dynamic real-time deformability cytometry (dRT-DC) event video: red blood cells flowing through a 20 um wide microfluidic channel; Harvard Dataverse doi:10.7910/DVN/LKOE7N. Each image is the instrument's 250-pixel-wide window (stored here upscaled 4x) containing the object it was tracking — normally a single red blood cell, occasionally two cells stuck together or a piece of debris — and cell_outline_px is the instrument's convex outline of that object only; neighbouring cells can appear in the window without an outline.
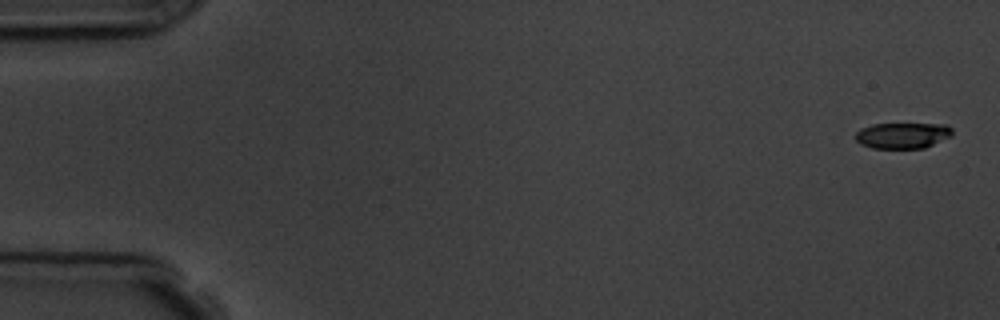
{"species": "common noctule bat (a hibernating species)", "species_latin": "Nyctalus noctula", "temperature_condition": "room temperature", "stored_images_in_passage": 5, "camera_frame_rate_fps": 3000, "um_per_image_px": 0.085, "animal": {"sex": "male", "body_mass_g": 19.5, "forearm_length_mm": 54.6}, "frame": {"image": 1, "passage_image": 1, "time_ms": 0.0, "image_size_px": [1000, 320], "cell_outline_px": [[952, 136], [924, 148], [872, 148], [860, 144], [856, 140], [856, 132], [860, 128], [872, 124], [948, 124], [952, 128]], "centroid_in_image_um": [76.73, 11.51], "position_along_channel_um": 8.3, "area_um2": 14.68}}
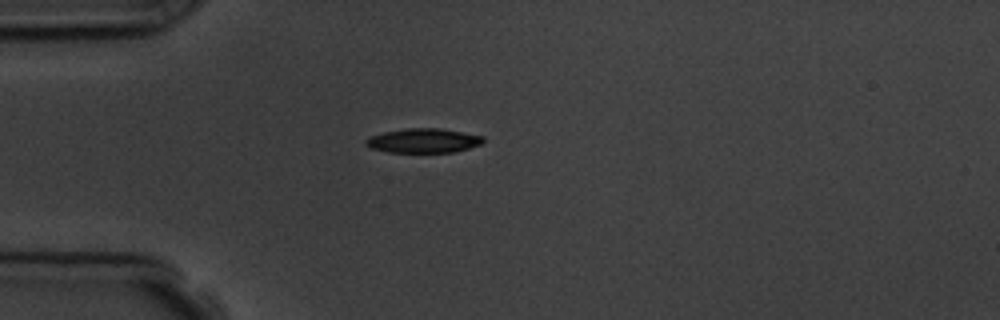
{"frame": {"image": 2, "passage_image": 5, "time_ms": 4.667, "image_size_px": [1000, 320], "cell_outline_px": [[484, 140], [480, 144], [468, 148], [452, 152], [388, 152], [372, 148], [364, 144], [364, 140], [372, 136], [384, 132], [404, 128], [440, 128], [484, 136]], "centroid_in_image_um": [35.97, 11.95], "position_along_channel_um": 49.0, "area_um2": 16.53}}